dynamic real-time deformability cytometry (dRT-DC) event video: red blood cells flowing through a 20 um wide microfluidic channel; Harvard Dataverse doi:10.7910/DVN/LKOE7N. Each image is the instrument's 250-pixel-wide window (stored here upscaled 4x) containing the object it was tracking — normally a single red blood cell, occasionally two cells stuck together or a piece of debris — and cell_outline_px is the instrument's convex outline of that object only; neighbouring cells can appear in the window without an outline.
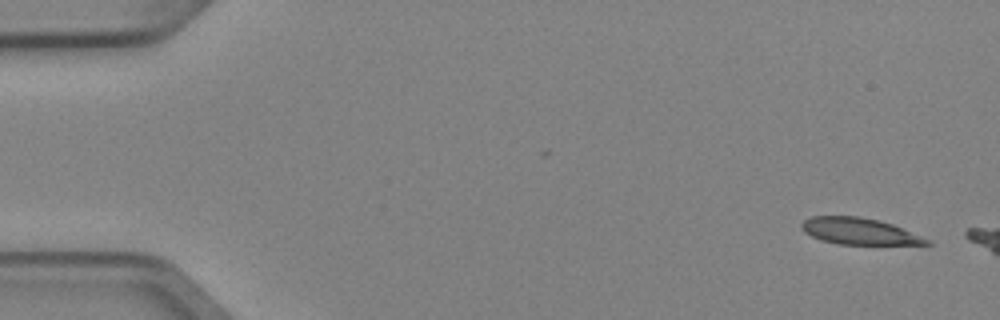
{"species": "Egyptian fruit bat (a non-hibernating species)", "species_latin": "Rousettus aegyptiacus", "temperature_condition": "cold", "stored_images_in_passage": 5, "camera_frame_rate_fps": 3000, "um_per_image_px": 0.085, "animal": {"sex": "female"}, "frame": {"image": 1, "passage_image": 1, "time_ms": 0.0, "image_size_px": [1000, 320], "cell_outline_px": [[932, 244], [840, 244], [820, 240], [804, 232], [800, 228], [800, 224], [804, 220], [812, 216], [860, 216], [880, 220], [892, 224], [932, 240]], "centroid_in_image_um": [73.02, 19.65], "position_along_channel_um": 12.0, "area_um2": 19.36}}